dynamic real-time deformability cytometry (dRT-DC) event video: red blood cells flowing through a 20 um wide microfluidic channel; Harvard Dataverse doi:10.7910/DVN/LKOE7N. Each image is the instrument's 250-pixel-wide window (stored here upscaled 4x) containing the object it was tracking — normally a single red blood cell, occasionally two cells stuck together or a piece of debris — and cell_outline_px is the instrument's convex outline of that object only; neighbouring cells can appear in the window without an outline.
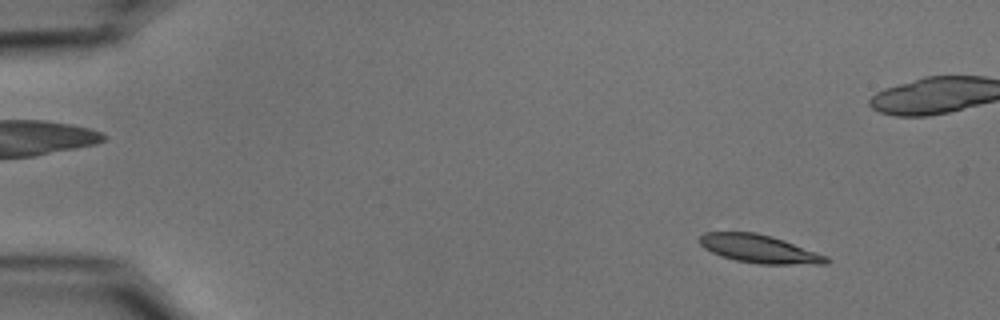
{"species": "common noctule bat (a hibernating species)", "species_latin": "Nyctalus noctula", "temperature_condition": "cold", "stored_images_in_passage": 55, "camera_frame_rate_fps": 3000, "um_per_image_px": 0.085, "animal": {"sex": "male", "body_mass_g": 15.6}, "frame": {"image": 1, "passage_image": 6, "time_ms": 1.667, "image_size_px": [1000, 320], "cell_outline_px": [[832, 260], [828, 264], [760, 264], [736, 260], [720, 256], [704, 248], [700, 244], [700, 236], [704, 232], [756, 232], [772, 236], [784, 240], [828, 256]], "centroid_in_image_um": [64.57, 21.16], "position_along_channel_um": 20.4, "area_um2": 20.87}}
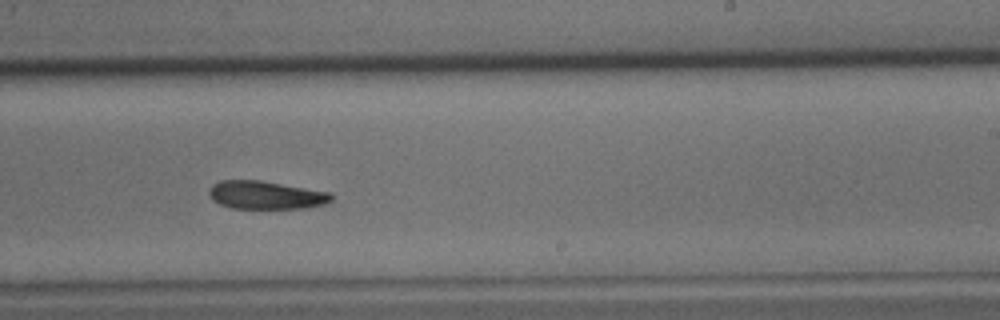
{"frame": {"image": 2, "passage_image": 34, "time_ms": 11.0, "image_size_px": [1000, 320], "cell_outline_px": [[332, 200], [324, 204], [304, 208], [232, 208], [220, 204], [212, 200], [208, 192], [212, 184], [220, 180], [260, 180], [332, 192]], "centroid_in_image_um": [22.59, 16.57], "position_along_channel_um": 266.4, "area_um2": 20.11}}
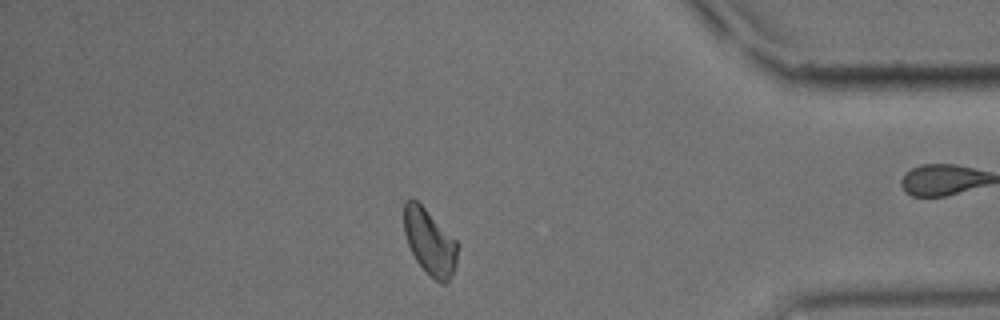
{"frame": {"image": 3, "passage_image": 47, "time_ms": 15.333, "image_size_px": [1000, 320], "cell_outline_px": [[456, 264], [448, 280], [444, 284], [440, 284], [416, 260], [408, 244], [404, 232], [404, 200], [412, 196], [456, 240]], "centroid_in_image_um": [36.49, 20.52], "position_along_channel_um": 398.7, "area_um2": 19.94}, "authors_computed_cell_mechanics": {"area_um2": 20.9236, "velocity_mm_per_s": 3.7009, "shape_relaxation_time_tau1_ms": 5.7685, "shape_relaxation_time_tau2_ms": null, "deformation_change_tau1": 0.145, "deformation_change_tau2": null}}